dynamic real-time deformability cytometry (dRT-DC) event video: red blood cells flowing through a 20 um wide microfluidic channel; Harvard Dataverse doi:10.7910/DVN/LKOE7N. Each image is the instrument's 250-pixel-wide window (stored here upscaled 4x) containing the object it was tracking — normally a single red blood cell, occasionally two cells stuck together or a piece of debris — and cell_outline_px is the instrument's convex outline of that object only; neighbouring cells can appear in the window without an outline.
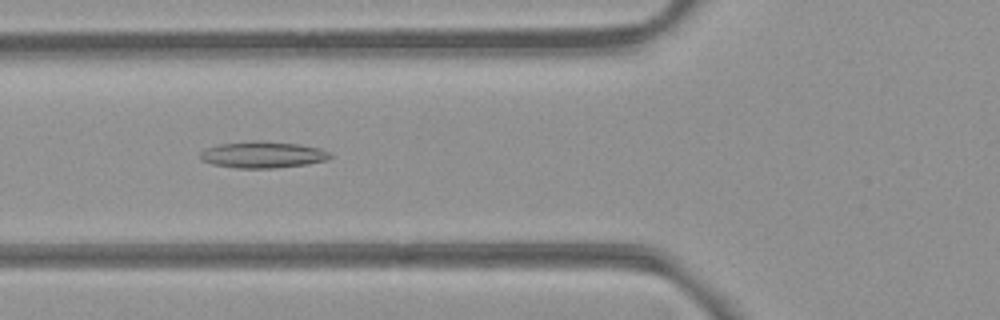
{"species": "common noctule bat (a hibernating species)", "species_latin": "Nyctalus noctula", "temperature_condition": "room temperature", "stored_images_in_passage": 7, "camera_frame_rate_fps": 3000, "um_per_image_px": 0.085, "animal": {"sex": "female", "body_mass_g": 21.9}, "frame": {"image": 1, "passage_image": 5, "time_ms": 1.333, "image_size_px": [1000, 320], "cell_outline_px": [[332, 156], [328, 160], [308, 164], [276, 168], [236, 168], [212, 164], [200, 160], [200, 152], [208, 148], [220, 144], [252, 140], [256, 140], [300, 144], [320, 148], [328, 152]], "centroid_in_image_um": [22.35, 13.15], "position_along_channel_um": 103.5, "area_um2": 20.17}}
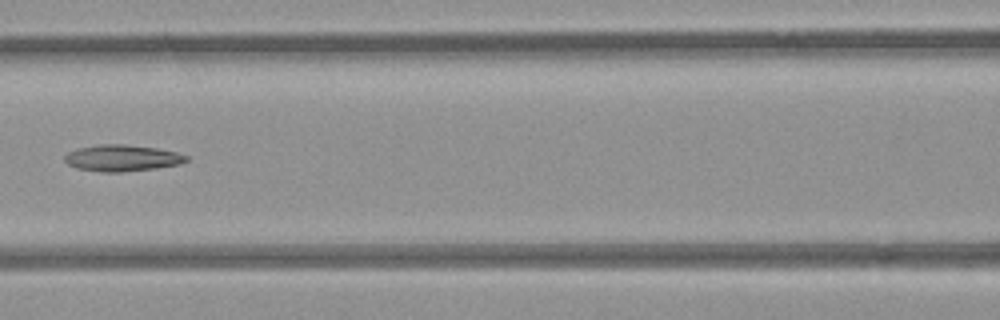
{"frame": {"image": 2, "passage_image": 6, "time_ms": 1.667, "image_size_px": [1000, 320], "cell_outline_px": [[188, 160], [180, 164], [156, 168], [120, 172], [104, 172], [76, 168], [68, 164], [64, 160], [64, 156], [68, 152], [80, 148], [100, 144], [124, 144], [156, 148], [176, 152], [188, 156]], "centroid_in_image_um": [10.38, 13.43], "position_along_channel_um": 156.2, "area_um2": 18.61}}
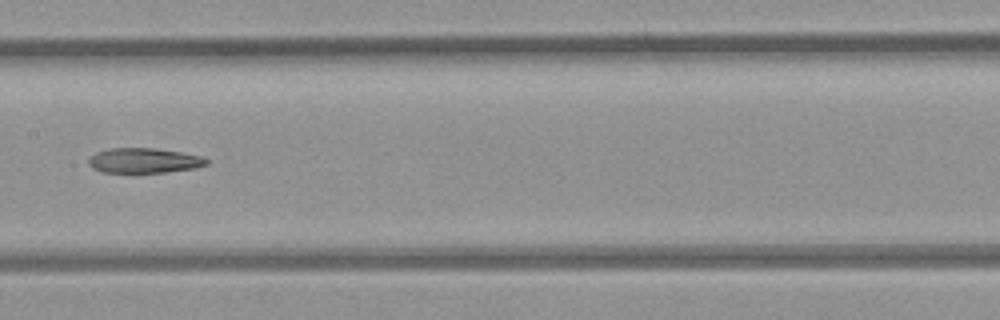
{"frame": {"image": 3, "passage_image": 7, "time_ms": 2.0, "image_size_px": [1000, 320], "cell_outline_px": [[208, 164], [196, 168], [164, 172], [104, 172], [92, 168], [88, 164], [88, 160], [96, 152], [108, 148], [152, 148], [180, 152], [200, 156], [208, 160]], "centroid_in_image_um": [12.22, 13.64], "position_along_channel_um": 195.2, "area_um2": 16.99}}